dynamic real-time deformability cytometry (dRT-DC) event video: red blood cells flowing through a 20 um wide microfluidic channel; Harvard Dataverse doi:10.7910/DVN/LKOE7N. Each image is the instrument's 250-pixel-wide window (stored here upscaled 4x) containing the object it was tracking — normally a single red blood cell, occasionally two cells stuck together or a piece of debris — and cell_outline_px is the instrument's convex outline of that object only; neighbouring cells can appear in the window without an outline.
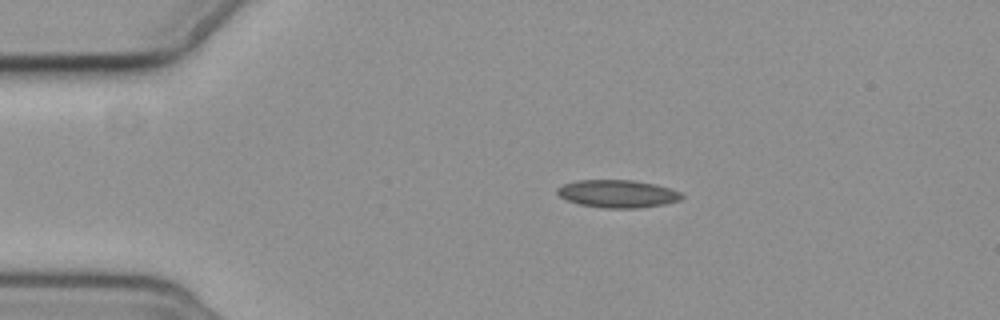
{"species": "common noctule bat (a hibernating species)", "species_latin": "Nyctalus noctula", "temperature_condition": "cold", "stored_images_in_passage": 3, "camera_frame_rate_fps": 3000, "um_per_image_px": 0.085, "animal": {"sex": "female", "body_mass_g": 19.3, "forearm_length_mm": 54.1}, "frame": {"image": 1, "passage_image": 1, "time_ms": 0.0, "image_size_px": [1000, 320], "cell_outline_px": [[684, 196], [680, 200], [664, 204], [640, 208], [604, 208], [580, 204], [568, 200], [560, 196], [556, 192], [556, 188], [564, 184], [576, 180], [632, 180], [656, 184], [680, 192]], "centroid_in_image_um": [52.5, 16.46], "position_along_channel_um": 32.5, "area_um2": 20.06}}
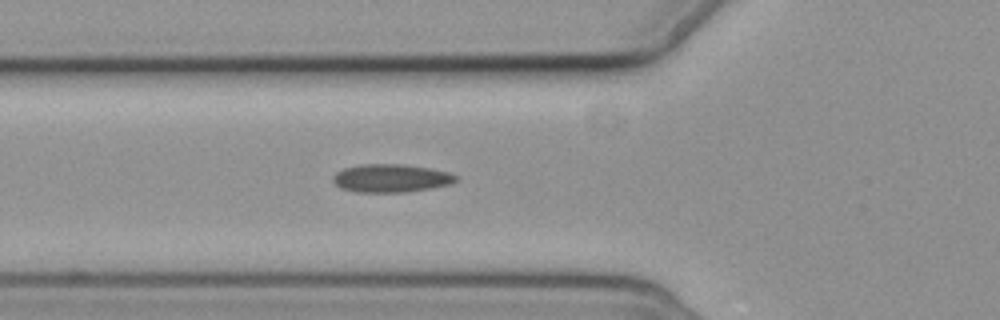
{"frame": {"image": 2, "passage_image": 3, "time_ms": 3.0, "image_size_px": [1000, 320], "cell_outline_px": [[460, 180], [452, 184], [432, 188], [404, 192], [356, 192], [340, 188], [332, 180], [332, 176], [336, 172], [344, 168], [360, 164], [400, 164], [428, 168], [448, 172], [456, 176]], "centroid_in_image_um": [33.23, 15.15], "position_along_channel_um": 92.6, "area_um2": 20.23}}